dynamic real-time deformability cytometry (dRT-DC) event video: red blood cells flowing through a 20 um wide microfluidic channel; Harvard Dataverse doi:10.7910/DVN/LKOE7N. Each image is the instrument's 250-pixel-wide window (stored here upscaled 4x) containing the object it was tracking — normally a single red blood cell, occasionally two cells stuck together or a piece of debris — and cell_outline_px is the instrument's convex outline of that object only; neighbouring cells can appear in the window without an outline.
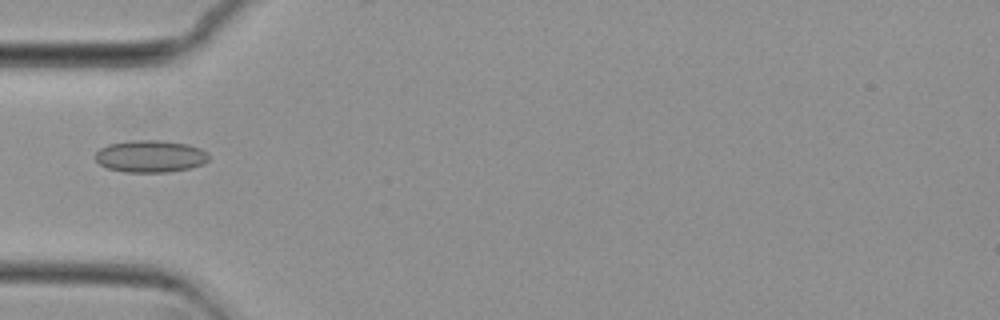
{"species": "common noctule bat (a hibernating species)", "species_latin": "Nyctalus noctula", "temperature_condition": "cold", "stored_images_in_passage": 31, "camera_frame_rate_fps": 3000, "um_per_image_px": 0.085, "animal": {"sex": "female", "body_mass_g": 29.2, "forearm_length_mm": 56.3}, "frame": {"image": 1, "passage_image": 1, "time_ms": 0.0, "image_size_px": [1000, 320], "cell_outline_px": [[208, 160], [204, 164], [188, 168], [168, 172], [124, 172], [108, 168], [100, 164], [96, 160], [96, 152], [100, 148], [108, 144], [132, 140], [160, 140], [188, 144], [200, 148], [208, 152]], "centroid_in_image_um": [12.79, 13.28], "position_along_channel_um": 72.2, "area_um2": 21.27}}
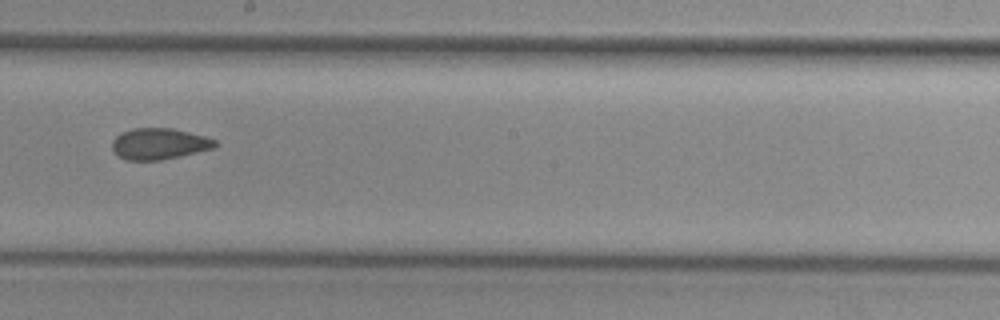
{"frame": {"image": 2, "passage_image": 14, "time_ms": 4.333, "image_size_px": [1000, 320], "cell_outline_px": [[216, 148], [180, 156], [160, 160], [124, 160], [112, 148], [112, 140], [120, 132], [132, 128], [172, 128], [204, 136], [216, 140]], "centroid_in_image_um": [13.52, 12.22], "position_along_channel_um": 234.7, "area_um2": 18.73}}
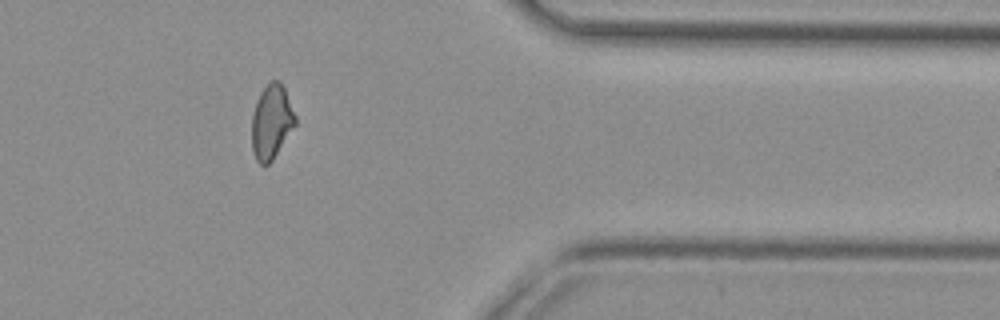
{"frame": {"image": 3, "passage_image": 28, "time_ms": 9.0, "image_size_px": [1000, 320], "cell_outline_px": [[296, 124], [272, 160], [268, 164], [260, 164], [256, 160], [252, 152], [252, 116], [256, 100], [260, 92], [272, 80], [276, 80], [284, 88], [296, 116]], "centroid_in_image_um": [23.06, 10.37], "position_along_channel_um": 388.3, "area_um2": 18.61}}